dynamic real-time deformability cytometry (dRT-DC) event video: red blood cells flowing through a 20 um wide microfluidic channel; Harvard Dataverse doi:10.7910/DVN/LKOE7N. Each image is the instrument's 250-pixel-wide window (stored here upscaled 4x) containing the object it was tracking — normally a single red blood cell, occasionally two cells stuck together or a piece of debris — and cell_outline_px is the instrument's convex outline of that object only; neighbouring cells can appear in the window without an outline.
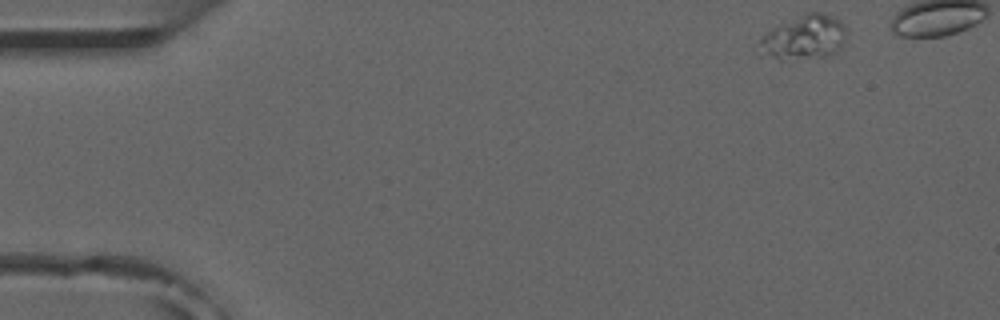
{"species": "common noctule bat (a hibernating species)", "species_latin": "Nyctalus noctula", "temperature_condition": "room temperature", "stored_images_in_passage": 6, "camera_frame_rate_fps": 3000, "um_per_image_px": 0.085, "animal": {"sex": "male", "forearm_length_mm": 52.5}, "frame": {"image": 1, "passage_image": 1, "time_ms": 0.0, "image_size_px": [1000, 320], "cell_outline_px": [[848, 36], [844, 44], [836, 52], [828, 56], [780, 60], [768, 52], [760, 40], [760, 36], [764, 32], [780, 24], [808, 12], [820, 12], [840, 20], [848, 32]], "centroid_in_image_um": [68.47, 3.15], "position_along_channel_um": 16.5, "area_um2": 21.96}}
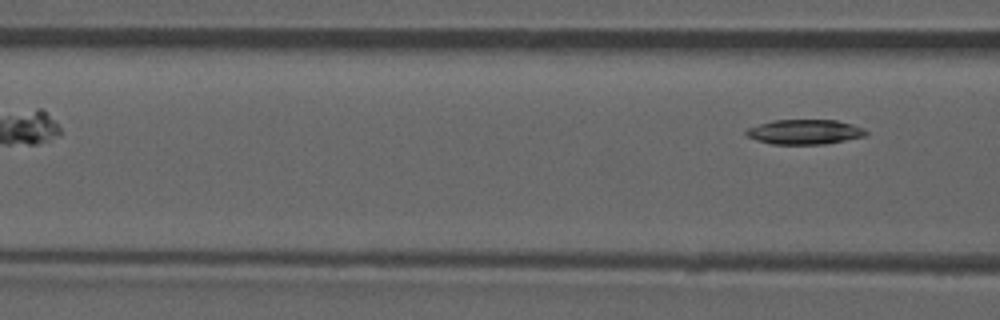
{"frame": {"image": 2, "passage_image": 6, "time_ms": 6.667, "image_size_px": [1000, 320], "cell_outline_px": [[868, 132], [864, 136], [824, 144], [772, 144], [756, 140], [748, 136], [744, 132], [748, 128], [772, 120], [836, 120], [852, 124], [864, 128]], "centroid_in_image_um": [68.39, 11.21], "position_along_channel_um": 98.2, "area_um2": 17.17}}